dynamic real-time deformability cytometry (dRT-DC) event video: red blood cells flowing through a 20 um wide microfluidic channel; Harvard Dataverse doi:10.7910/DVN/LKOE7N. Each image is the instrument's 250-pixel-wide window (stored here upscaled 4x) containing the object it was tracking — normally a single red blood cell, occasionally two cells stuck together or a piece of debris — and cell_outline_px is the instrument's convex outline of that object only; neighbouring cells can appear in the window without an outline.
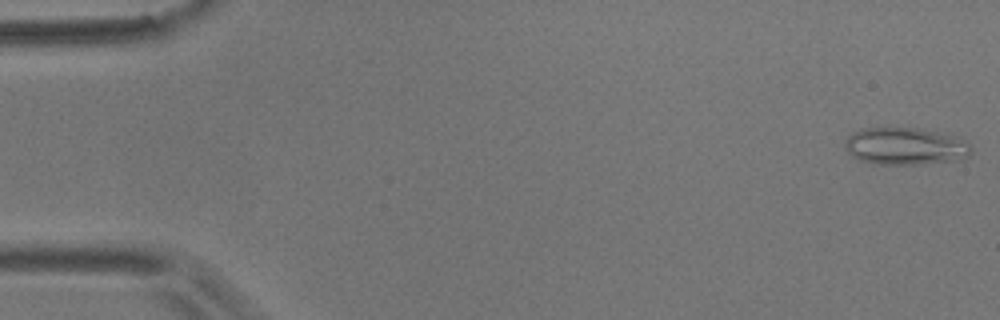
{"species": "common noctule bat (a hibernating species)", "species_latin": "Nyctalus noctula", "temperature_condition": "room temperature", "stored_images_in_passage": 56, "camera_frame_rate_fps": 3000, "um_per_image_px": 0.085, "animal": {"sex": "male", "body_mass_g": 17.9}, "frame": {"image": 1, "passage_image": 1, "time_ms": 0.0, "image_size_px": [1000, 320], "cell_outline_px": [[972, 152], [964, 160], [912, 164], [880, 164], [860, 160], [852, 156], [848, 152], [844, 144], [844, 140], [852, 132], [860, 128], [920, 128], [968, 140]], "centroid_in_image_um": [76.96, 12.42], "position_along_channel_um": 8.0, "area_um2": 27.51}}
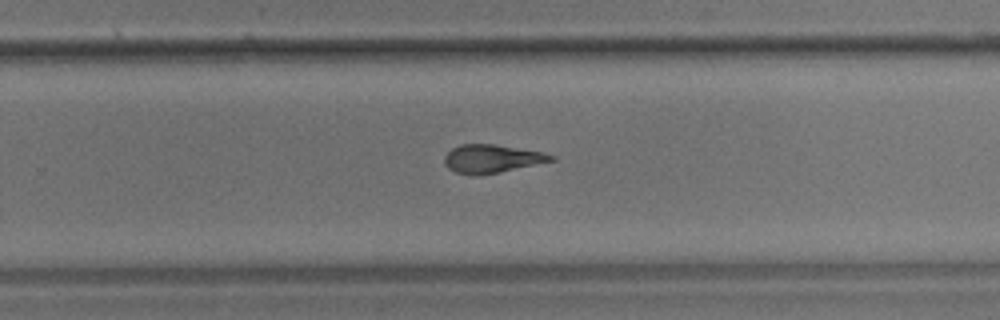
{"frame": {"image": 2, "passage_image": 36, "time_ms": 11.667, "image_size_px": [1000, 320], "cell_outline_px": [[556, 160], [500, 172], [476, 176], [456, 172], [448, 168], [444, 164], [444, 156], [452, 148], [460, 144], [496, 144], [544, 152], [556, 156]], "centroid_in_image_um": [41.82, 13.49], "position_along_channel_um": 288.0, "area_um2": 17.74}}
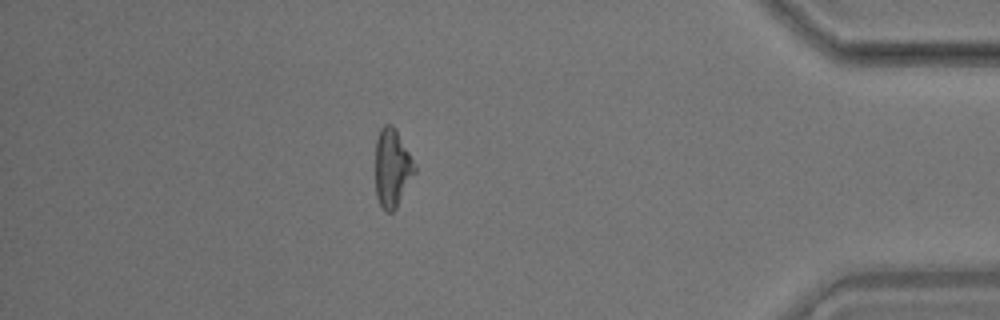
{"frame": {"image": 3, "passage_image": 49, "time_ms": 16.0, "image_size_px": [1000, 320], "cell_outline_px": [[416, 172], [396, 208], [392, 212], [384, 212], [376, 196], [376, 140], [380, 128], [384, 124], [392, 124], [396, 128], [416, 164]], "centroid_in_image_um": [33.35, 14.26], "position_along_channel_um": 401.9, "area_um2": 18.15}, "authors_computed_cell_mechanics": {"area_um2": 18.4382, "velocity_mm_per_s": 3.5569, "shape_relaxation_time_tau1_ms": 9.3279, "shape_relaxation_time_tau2_ms": 4.4974, "deformation_change_tau1": 0.2204, "deformation_change_tau2": 0.1455}}